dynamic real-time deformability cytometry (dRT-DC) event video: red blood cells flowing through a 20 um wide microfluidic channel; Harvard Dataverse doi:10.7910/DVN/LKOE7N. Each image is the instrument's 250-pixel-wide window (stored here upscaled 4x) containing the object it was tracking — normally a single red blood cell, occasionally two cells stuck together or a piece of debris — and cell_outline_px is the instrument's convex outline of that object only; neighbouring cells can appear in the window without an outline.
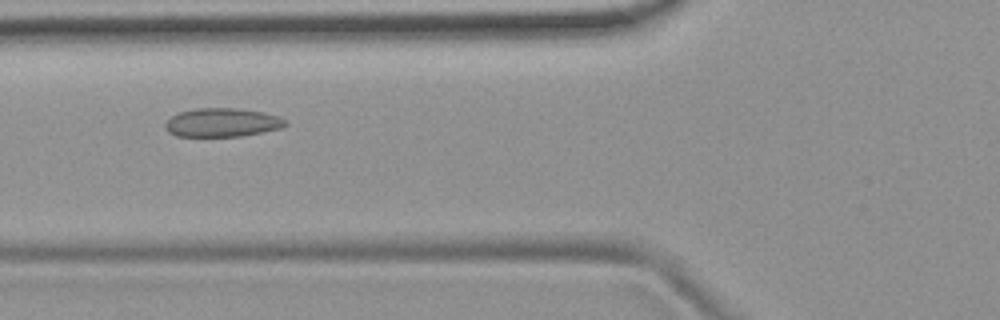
{"species": "common noctule bat (a hibernating species)", "species_latin": "Nyctalus noctula", "temperature_condition": "room temperature", "stored_images_in_passage": 22, "camera_frame_rate_fps": 3000, "um_per_image_px": 0.085, "animal": {"sex": "female", "body_mass_g": 19.9}, "frame": {"image": 1, "passage_image": 4, "time_ms": 1.0, "image_size_px": [1000, 320], "cell_outline_px": [[288, 124], [280, 128], [240, 136], [176, 136], [168, 132], [164, 128], [164, 124], [172, 116], [180, 112], [196, 108], [236, 108], [264, 112], [280, 116], [288, 120]], "centroid_in_image_um": [18.9, 10.41], "position_along_channel_um": 106.9, "area_um2": 20.11}}
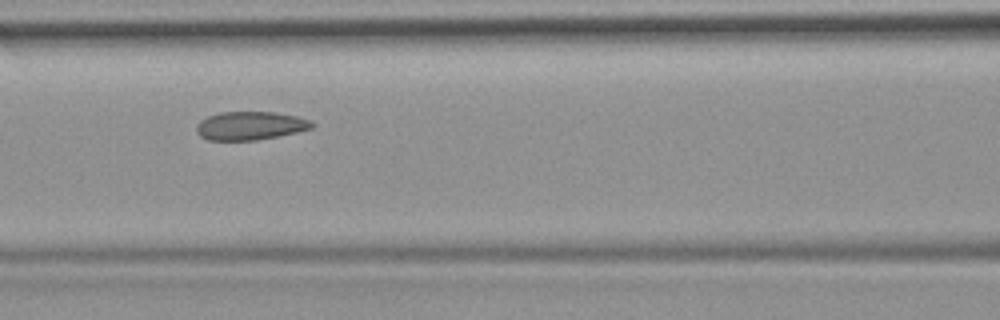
{"frame": {"image": 2, "passage_image": 7, "time_ms": 2.0, "image_size_px": [1000, 320], "cell_outline_px": [[316, 124], [312, 128], [296, 132], [256, 140], [208, 140], [200, 136], [196, 132], [196, 124], [200, 120], [208, 116], [220, 112], [272, 112], [296, 116], [312, 120]], "centroid_in_image_um": [21.26, 10.68], "position_along_channel_um": 145.3, "area_um2": 19.13}}
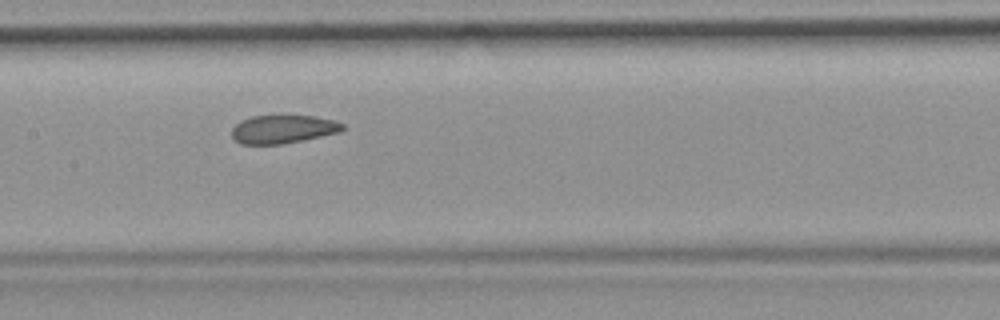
{"frame": {"image": 3, "passage_image": 10, "time_ms": 3.0, "image_size_px": [1000, 320], "cell_outline_px": [[344, 128], [340, 132], [280, 144], [240, 144], [232, 136], [232, 128], [240, 120], [252, 116], [288, 112], [312, 116], [332, 120], [344, 124]], "centroid_in_image_um": [24.02, 10.92], "position_along_channel_um": 183.4, "area_um2": 18.84}}